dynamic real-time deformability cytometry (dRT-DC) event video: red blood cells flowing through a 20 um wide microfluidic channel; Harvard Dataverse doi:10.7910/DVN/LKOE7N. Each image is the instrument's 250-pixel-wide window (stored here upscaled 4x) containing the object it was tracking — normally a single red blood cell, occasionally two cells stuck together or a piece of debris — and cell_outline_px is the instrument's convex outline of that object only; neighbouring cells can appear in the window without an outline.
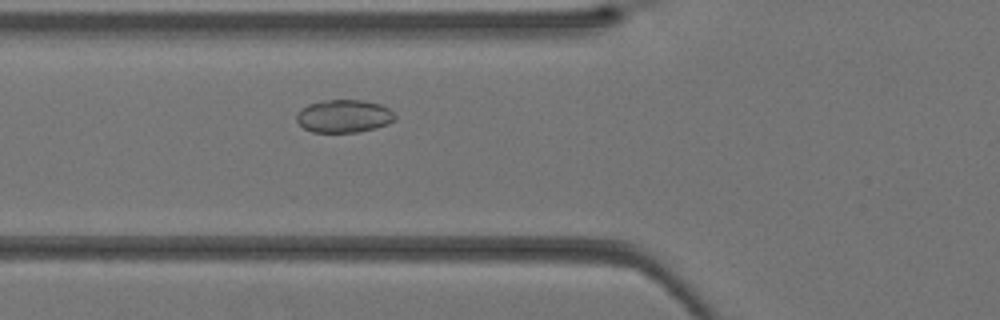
{"species": "Egyptian fruit bat (a non-hibernating species)", "species_latin": "Rousettus aegyptiacus", "temperature_condition": "warm", "stored_images_in_passage": 34, "camera_frame_rate_fps": 3000, "um_per_image_px": 0.085, "animal": {"sex": "female"}, "frame": {"image": 1, "passage_image": 9, "time_ms": 2.667, "image_size_px": [1000, 320], "cell_outline_px": [[396, 120], [388, 124], [376, 128], [360, 132], [312, 132], [304, 128], [296, 120], [296, 116], [300, 108], [308, 104], [328, 100], [364, 100], [380, 104], [388, 108], [396, 116]], "centroid_in_image_um": [29.24, 9.87], "position_along_channel_um": 96.6, "area_um2": 18.96}}
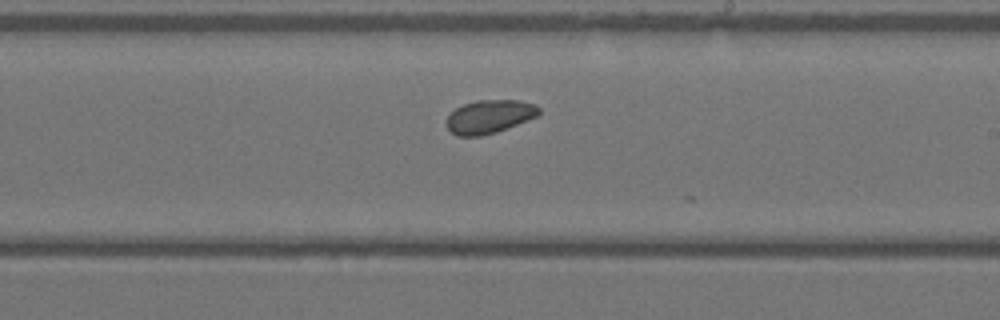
{"frame": {"image": 2, "passage_image": 18, "time_ms": 5.667, "image_size_px": [1000, 320], "cell_outline_px": [[540, 112], [536, 116], [496, 132], [480, 136], [456, 136], [448, 128], [448, 116], [456, 108], [464, 104], [476, 100], [516, 100], [536, 104], [540, 108]], "centroid_in_image_um": [41.6, 9.9], "position_along_channel_um": 247.4, "area_um2": 17.69}}
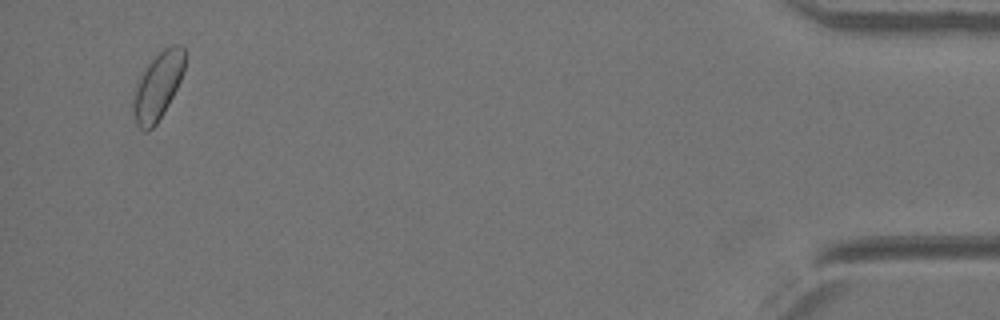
{"frame": {"image": 3, "passage_image": 33, "time_ms": 10.667, "image_size_px": [1000, 320], "cell_outline_px": [[188, 56], [180, 80], [164, 112], [156, 124], [152, 128], [144, 132], [136, 124], [132, 112], [132, 100], [136, 88], [148, 64], [164, 48], [172, 44], [180, 44], [184, 48]], "centroid_in_image_um": [13.44, 7.3], "position_along_channel_um": 421.8, "area_um2": 20.0}}